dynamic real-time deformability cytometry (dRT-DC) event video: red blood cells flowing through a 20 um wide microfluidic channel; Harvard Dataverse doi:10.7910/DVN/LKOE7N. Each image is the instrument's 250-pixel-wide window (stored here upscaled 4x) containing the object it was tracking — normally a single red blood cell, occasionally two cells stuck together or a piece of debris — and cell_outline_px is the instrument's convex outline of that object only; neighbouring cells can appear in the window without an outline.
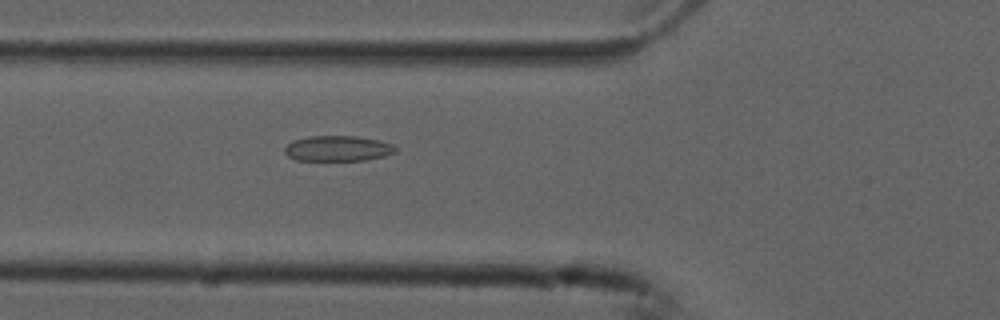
{"species": "common noctule bat (a hibernating species)", "species_latin": "Nyctalus noctula", "temperature_condition": "cold", "stored_images_in_passage": 46, "camera_frame_rate_fps": 3000, "um_per_image_px": 0.085, "animal": {"sex": "male", "forearm_length_mm": 52.5}, "frame": {"image": 1, "passage_image": 11, "time_ms": 3.333, "image_size_px": [1000, 320], "cell_outline_px": [[396, 152], [384, 156], [364, 160], [296, 160], [288, 156], [284, 152], [284, 148], [292, 140], [308, 136], [356, 136], [380, 140], [392, 144], [396, 148]], "centroid_in_image_um": [28.7, 12.61], "position_along_channel_um": 97.1, "area_um2": 16.47}}
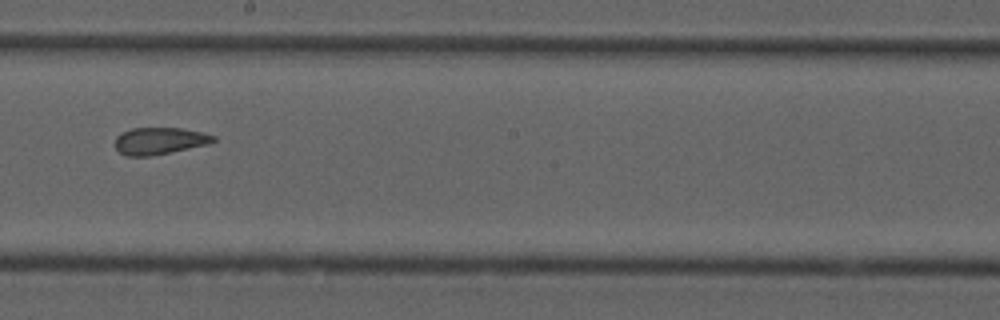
{"frame": {"image": 2, "passage_image": 22, "time_ms": 7.0, "image_size_px": [1000, 320], "cell_outline_px": [[216, 140], [208, 144], [148, 156], [124, 156], [116, 148], [116, 136], [132, 128], [180, 128], [200, 132], [216, 136]], "centroid_in_image_um": [13.55, 11.97], "position_along_channel_um": 234.7, "area_um2": 15.14}}
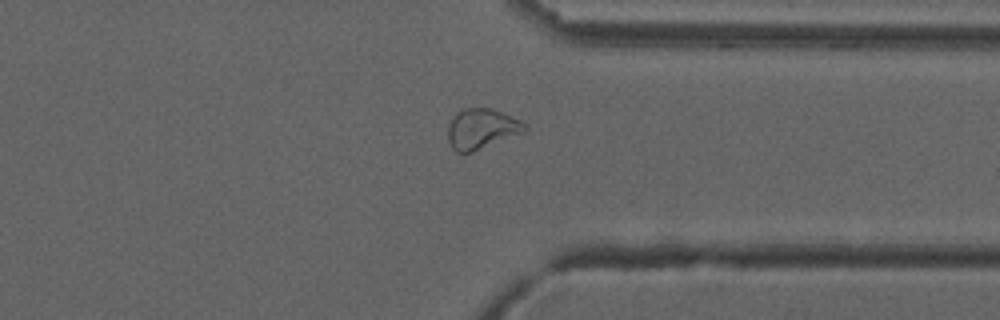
{"frame": {"image": 3, "passage_image": 33, "time_ms": 10.667, "image_size_px": [1000, 320], "cell_outline_px": [[528, 128], [524, 132], [472, 152], [456, 152], [452, 148], [448, 140], [448, 124], [456, 112], [464, 108], [492, 108], [520, 120]], "centroid_in_image_um": [40.91, 10.94], "position_along_channel_um": 370.5, "area_um2": 17.92}, "authors_computed_cell_mechanics": {"area_um2": 17.5712, "velocity_mm_per_s": 3.7527, "shape_relaxation_time_tau1_ms": null, "shape_relaxation_time_tau2_ms": 2.5159, "deformation_change_tau1": null, "deformation_change_tau2": 0.0829}}